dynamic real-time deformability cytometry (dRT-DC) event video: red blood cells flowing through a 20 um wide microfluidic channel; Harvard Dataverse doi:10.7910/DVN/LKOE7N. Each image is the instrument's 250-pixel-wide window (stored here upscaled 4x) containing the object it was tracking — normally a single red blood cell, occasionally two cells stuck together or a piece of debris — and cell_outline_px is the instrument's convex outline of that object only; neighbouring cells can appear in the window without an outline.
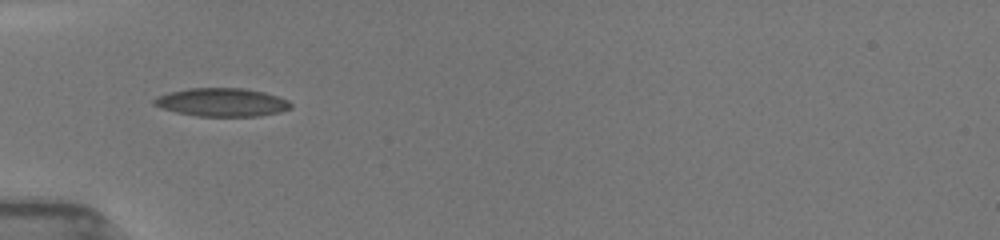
{"species": "common noctule bat (a hibernating species)", "species_latin": "Nyctalus noctula", "temperature_condition": "room temperature", "stored_images_in_passage": 9, "camera_frame_rate_fps": 3000, "um_per_image_px": 0.085, "animal": {"sex": "female", "body_mass_g": 19.5, "forearm_length_mm": 54.1}, "frame": {"image": 1, "passage_image": 6, "time_ms": 1.667, "image_size_px": [1000, 240], "cell_outline_px": [[292, 108], [280, 112], [260, 116], [196, 116], [176, 112], [160, 108], [152, 104], [152, 100], [156, 96], [168, 92], [188, 88], [244, 88], [264, 92], [288, 100], [292, 104]], "centroid_in_image_um": [18.83, 8.69], "position_along_channel_um": 66.2, "area_um2": 22.77}}